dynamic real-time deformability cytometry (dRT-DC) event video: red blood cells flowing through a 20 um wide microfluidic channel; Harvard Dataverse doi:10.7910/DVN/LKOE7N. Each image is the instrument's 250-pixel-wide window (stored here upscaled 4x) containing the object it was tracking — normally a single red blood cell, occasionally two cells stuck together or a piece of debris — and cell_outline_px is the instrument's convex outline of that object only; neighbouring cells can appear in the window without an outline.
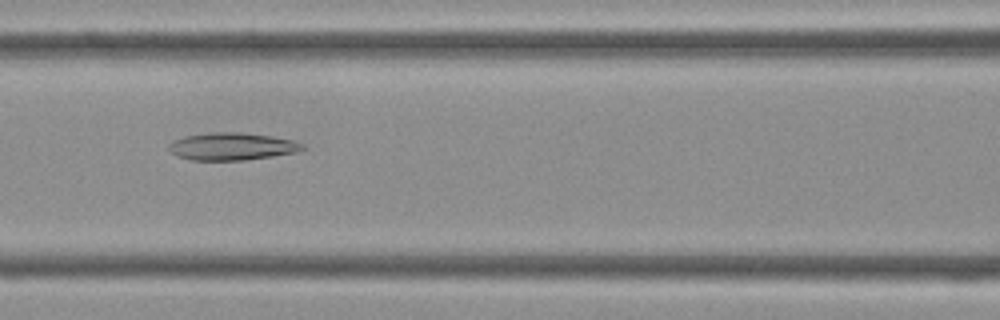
{"species": "Egyptian fruit bat (a non-hibernating species)", "species_latin": "Rousettus aegyptiacus", "temperature_condition": "cold", "stored_images_in_passage": 43, "camera_frame_rate_fps": 3000, "um_per_image_px": 0.085, "frame": {"image": 1, "passage_image": 18, "time_ms": 5.667, "image_size_px": [1000, 320], "cell_outline_px": [[308, 148], [296, 152], [272, 156], [244, 160], [192, 160], [176, 156], [168, 148], [168, 144], [172, 140], [184, 136], [212, 132], [240, 132], [272, 136], [292, 140], [304, 144]], "centroid_in_image_um": [19.71, 12.44], "position_along_channel_um": 146.9, "area_um2": 21.5}}
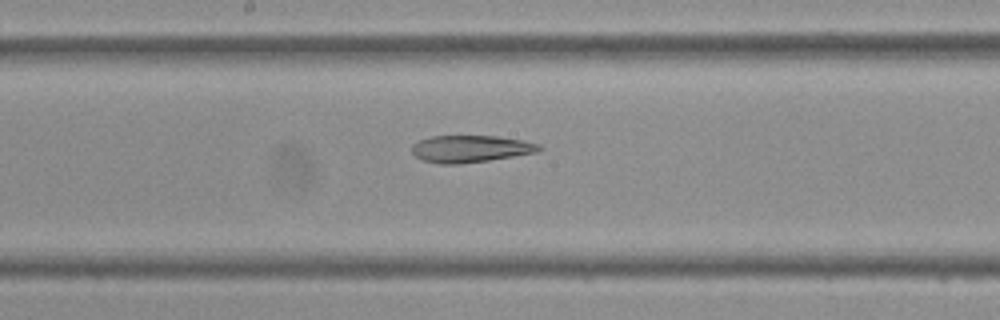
{"frame": {"image": 2, "passage_image": 22, "time_ms": 7.0, "image_size_px": [1000, 320], "cell_outline_px": [[544, 148], [536, 152], [488, 160], [460, 164], [440, 164], [420, 160], [412, 152], [412, 144], [420, 140], [432, 136], [496, 136], [524, 140], [540, 144]], "centroid_in_image_um": [39.98, 12.65], "position_along_channel_um": 208.2, "area_um2": 20.06}}
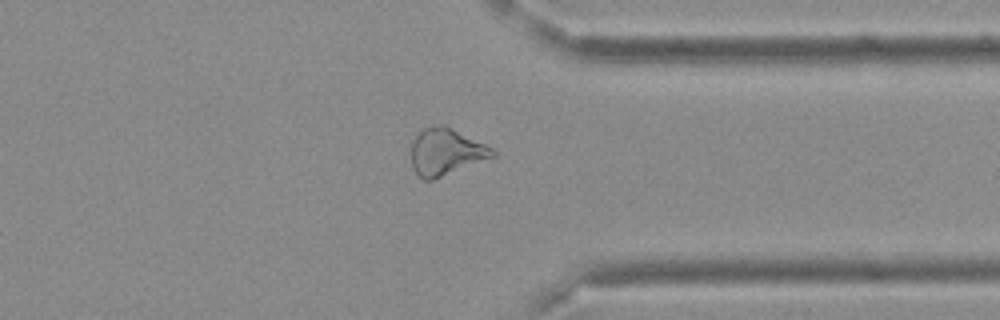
{"frame": {"image": 3, "passage_image": 33, "time_ms": 10.667, "image_size_px": [1000, 320], "cell_outline_px": [[496, 156], [432, 180], [424, 180], [412, 168], [412, 140], [424, 128], [444, 124], [492, 148], [496, 152]], "centroid_in_image_um": [37.9, 12.91], "position_along_channel_um": 373.5, "area_um2": 21.85}}